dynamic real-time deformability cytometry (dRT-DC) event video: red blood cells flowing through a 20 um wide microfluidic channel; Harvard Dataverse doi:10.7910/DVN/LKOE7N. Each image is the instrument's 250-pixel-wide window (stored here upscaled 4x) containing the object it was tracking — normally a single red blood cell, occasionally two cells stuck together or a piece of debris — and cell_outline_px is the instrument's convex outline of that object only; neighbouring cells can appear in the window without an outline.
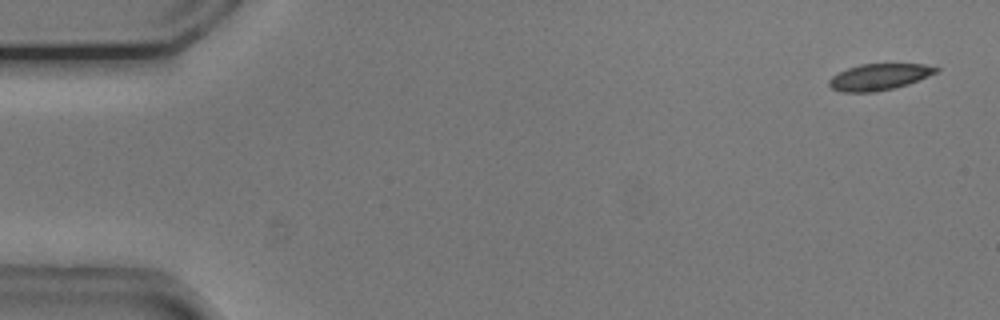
{"species": "common noctule bat (a hibernating species)", "species_latin": "Nyctalus noctula", "temperature_condition": "cold", "stored_images_in_passage": 5, "camera_frame_rate_fps": 3000, "um_per_image_px": 0.085, "animal": {"sex": "male", "body_mass_g": 20.5, "forearm_length_mm": 52.5}, "frame": {"image": 1, "passage_image": 2, "time_ms": 0.333, "image_size_px": [1000, 320], "cell_outline_px": [[940, 68], [936, 72], [928, 76], [908, 84], [896, 88], [876, 92], [840, 92], [832, 88], [828, 84], [828, 80], [832, 76], [848, 68], [860, 64], [924, 64]], "centroid_in_image_um": [74.71, 6.55], "position_along_channel_um": 10.3, "area_um2": 16.42}}